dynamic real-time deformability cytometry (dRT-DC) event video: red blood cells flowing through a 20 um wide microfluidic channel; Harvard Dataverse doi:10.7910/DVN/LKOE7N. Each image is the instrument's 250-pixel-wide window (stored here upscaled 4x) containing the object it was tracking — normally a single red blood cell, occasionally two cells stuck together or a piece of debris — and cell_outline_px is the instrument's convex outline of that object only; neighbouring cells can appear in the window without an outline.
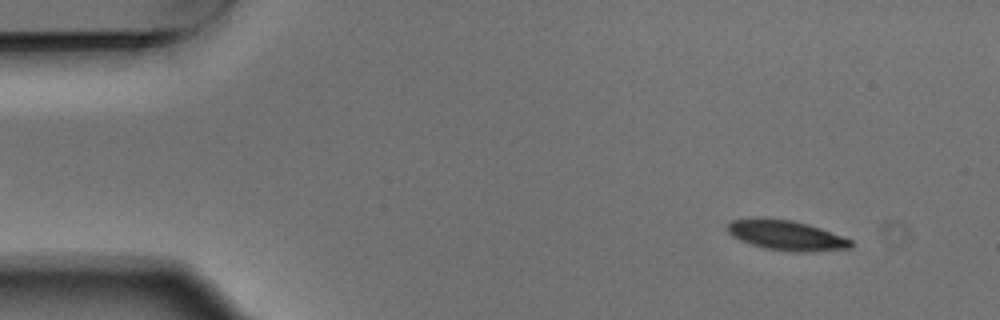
{"species": "Egyptian fruit bat (a non-hibernating species)", "species_latin": "Rousettus aegyptiacus", "temperature_condition": "warm", "stored_images_in_passage": 7, "camera_frame_rate_fps": 3000, "um_per_image_px": 0.085, "animal": {"sex": "male"}, "frame": {"image": 1, "passage_image": 1, "time_ms": 0.0, "image_size_px": [1000, 320], "cell_outline_px": [[852, 248], [804, 252], [788, 252], [764, 248], [740, 240], [732, 236], [728, 232], [728, 224], [732, 220], [760, 216], [764, 216], [792, 220], [808, 224], [820, 228], [852, 240]], "centroid_in_image_um": [66.8, 19.98], "position_along_channel_um": 18.2, "area_um2": 21.79}}
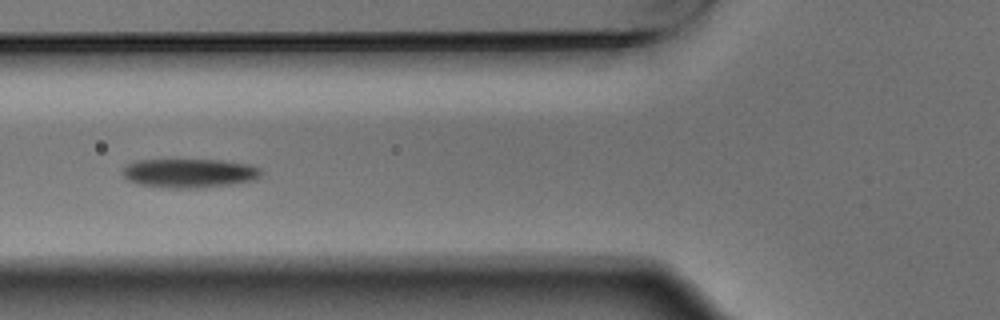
{"frame": {"image": 2, "passage_image": 5, "time_ms": 1.333, "image_size_px": [1000, 320], "cell_outline_px": [[264, 172], [256, 180], [232, 184], [196, 188], [172, 188], [136, 184], [128, 180], [124, 176], [124, 168], [128, 164], [136, 160], [220, 160], [252, 164], [260, 168]], "centroid_in_image_um": [16.16, 14.72], "position_along_channel_um": 109.6, "area_um2": 23.52}}
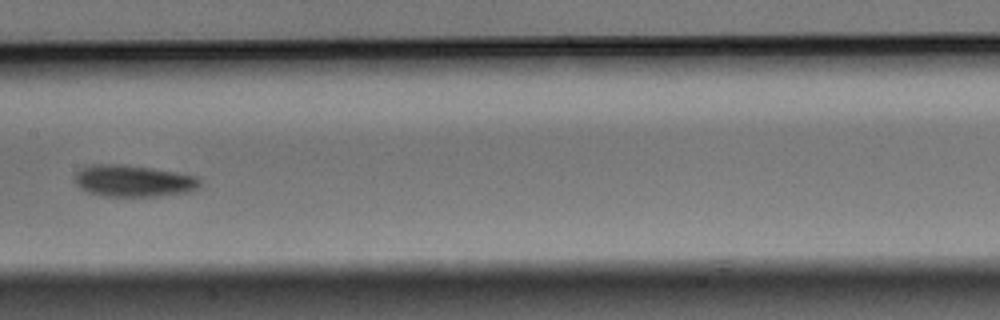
{"frame": {"image": 3, "passage_image": 7, "time_ms": 2.0, "image_size_px": [1000, 320], "cell_outline_px": [[200, 188], [192, 192], [160, 196], [104, 196], [88, 192], [80, 188], [72, 180], [76, 172], [80, 168], [92, 164], [124, 164], [152, 168], [196, 176], [200, 180]], "centroid_in_image_um": [11.32, 15.38], "position_along_channel_um": 196.1, "area_um2": 23.47}}